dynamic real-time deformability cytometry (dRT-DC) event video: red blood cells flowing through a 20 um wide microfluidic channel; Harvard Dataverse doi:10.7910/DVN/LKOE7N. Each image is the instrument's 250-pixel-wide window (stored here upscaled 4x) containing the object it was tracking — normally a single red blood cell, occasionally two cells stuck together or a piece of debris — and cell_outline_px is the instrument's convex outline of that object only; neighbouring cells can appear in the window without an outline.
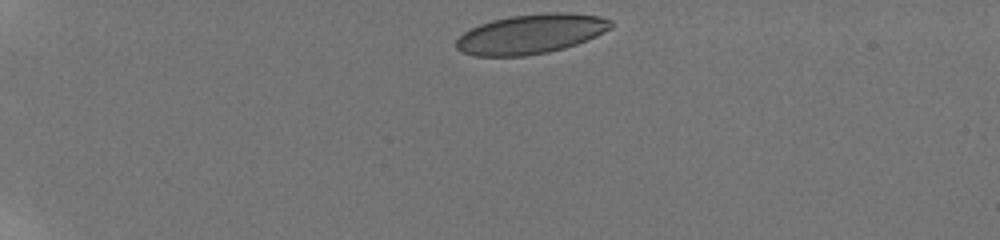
{"species": "human", "species_latin": "Homo sapiens", "temperature_condition": "room temperature", "stored_images_in_passage": 43, "camera_frame_rate_fps": 3000, "um_per_image_px": 0.085, "donor": {"sex": "male"}, "frame": {"image": 1, "passage_image": 1, "time_ms": 0.0, "image_size_px": [1000, 240], "cell_outline_px": [[612, 28], [588, 40], [564, 48], [548, 52], [524, 56], [476, 56], [464, 52], [456, 48], [456, 40], [464, 32], [480, 24], [492, 20], [512, 16], [544, 12], [568, 12], [600, 16], [612, 20]], "centroid_in_image_um": [45.16, 2.88], "position_along_channel_um": 39.8, "area_um2": 35.72}}
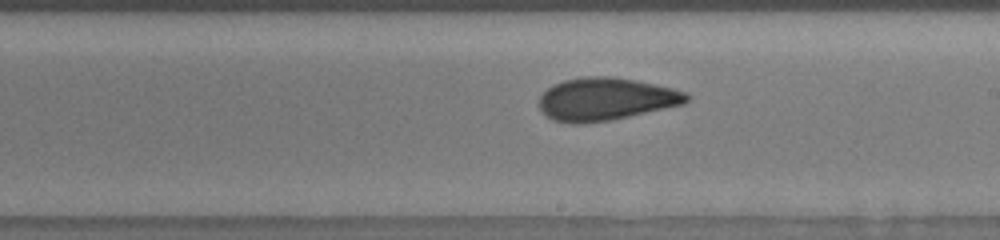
{"frame": {"image": 2, "passage_image": 23, "time_ms": 7.333, "image_size_px": [1000, 240], "cell_outline_px": [[688, 100], [684, 104], [628, 116], [608, 120], [552, 120], [540, 108], [540, 96], [552, 84], [564, 80], [584, 76], [612, 76], [636, 80], [672, 88], [684, 92], [688, 96]], "centroid_in_image_um": [51.52, 8.36], "position_along_channel_um": 237.5, "area_um2": 35.49}}
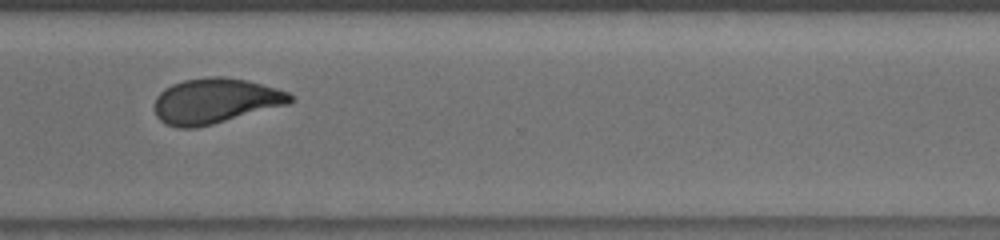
{"frame": {"image": 3, "passage_image": 32, "time_ms": 10.333, "image_size_px": [1000, 240], "cell_outline_px": [[296, 96], [288, 104], [212, 124], [196, 128], [180, 128], [168, 124], [160, 120], [156, 116], [156, 96], [164, 88], [172, 84], [184, 80], [208, 76], [224, 76], [248, 80], [276, 88], [288, 92]], "centroid_in_image_um": [18.31, 8.56], "position_along_channel_um": 352.3, "area_um2": 35.66}, "authors_computed_cell_mechanics": {"area_um2": 35.8938, "velocity_mm_per_s": 3.824, "shape_relaxation_time_tau1_ms": 10.3118, "shape_relaxation_time_tau2_ms": 1.1997, "deformation_change_tau1": 0.2119, "deformation_change_tau2": 0.0677}}